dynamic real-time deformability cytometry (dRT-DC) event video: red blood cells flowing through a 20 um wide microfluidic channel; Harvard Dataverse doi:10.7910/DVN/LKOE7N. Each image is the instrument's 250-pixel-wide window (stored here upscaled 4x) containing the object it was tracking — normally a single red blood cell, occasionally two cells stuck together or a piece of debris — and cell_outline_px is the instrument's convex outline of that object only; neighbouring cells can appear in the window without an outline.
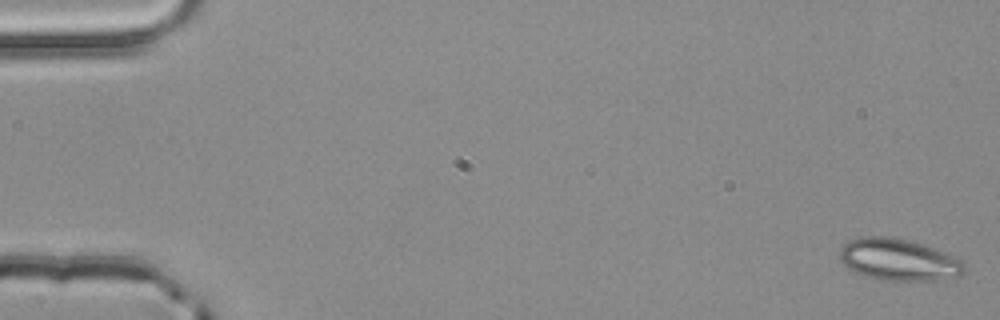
{"species": "common noctule bat (a hibernating species)", "species_latin": "Nyctalus noctula", "temperature_condition": "room temperature", "stored_images_in_passage": 53, "camera_frame_rate_fps": 3000, "um_per_image_px": 0.085, "animal": {"sex": "male", "body_mass_g": 20.4}, "frame": {"image": 1, "passage_image": 1, "time_ms": 0.0, "image_size_px": [1000, 320], "cell_outline_px": [[964, 272], [956, 276], [940, 280], [880, 280], [864, 276], [848, 268], [840, 260], [836, 252], [848, 240], [860, 236], [892, 236], [908, 240], [948, 252], [964, 260]], "centroid_in_image_um": [76.36, 22.05], "position_along_channel_um": 8.6, "area_um2": 30.87}}
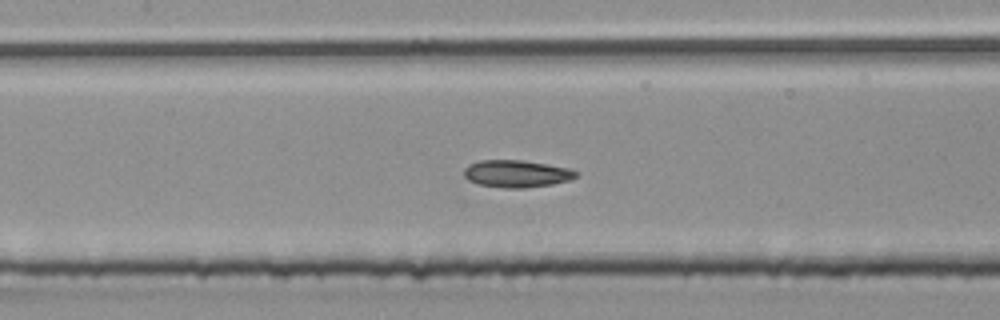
{"frame": {"image": 2, "passage_image": 25, "time_ms": 8.0, "image_size_px": [1000, 320], "cell_outline_px": [[580, 172], [576, 176], [568, 180], [552, 184], [524, 188], [504, 188], [480, 184], [468, 180], [464, 176], [464, 168], [468, 164], [480, 160], [520, 160], [548, 164], [568, 168]], "centroid_in_image_um": [43.89, 14.76], "position_along_channel_um": 163.5, "area_um2": 17.74}}
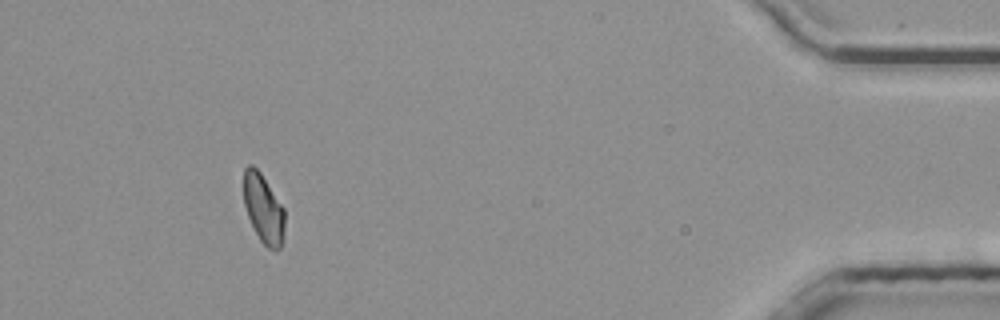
{"frame": {"image": 3, "passage_image": 49, "time_ms": 16.0, "image_size_px": [1000, 320], "cell_outline_px": [[284, 228], [280, 248], [276, 252], [268, 248], [260, 240], [248, 216], [244, 204], [244, 168], [248, 164], [252, 164], [260, 172], [284, 208]], "centroid_in_image_um": [22.39, 17.73], "position_along_channel_um": 412.8, "area_um2": 16.3}, "authors_computed_cell_mechanics": {"area_um2": 17.4556, "velocity_mm_per_s": 3.9493, "shape_relaxation_time_tau1_ms": 3.2328, "shape_relaxation_time_tau2_ms": 2.3642, "deformation_change_tau1": 0.092, "deformation_change_tau2": 0.0712}}